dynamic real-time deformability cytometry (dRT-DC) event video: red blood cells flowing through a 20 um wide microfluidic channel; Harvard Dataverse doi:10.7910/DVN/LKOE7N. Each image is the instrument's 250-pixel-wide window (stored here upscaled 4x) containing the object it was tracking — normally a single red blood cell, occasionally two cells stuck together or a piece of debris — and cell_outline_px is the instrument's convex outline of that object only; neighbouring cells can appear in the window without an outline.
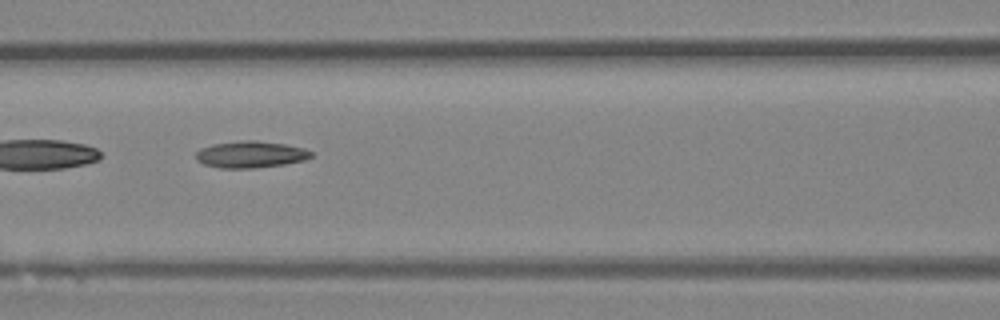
{"species": "Egyptian fruit bat (a non-hibernating species)", "species_latin": "Rousettus aegyptiacus", "temperature_condition": "room temperature", "stored_images_in_passage": 48, "camera_frame_rate_fps": 3000, "um_per_image_px": 0.085, "animal": {"sex": "female"}, "frame": {"image": 1, "passage_image": 21, "time_ms": 6.667, "image_size_px": [1000, 320], "cell_outline_px": [[312, 156], [304, 160], [284, 164], [256, 168], [220, 168], [204, 164], [196, 160], [196, 152], [200, 148], [212, 144], [244, 140], [256, 140], [284, 144], [304, 148], [312, 152]], "centroid_in_image_um": [21.28, 13.13], "position_along_channel_um": 145.3, "area_um2": 17.92}, "authors_computed_cell_mechanics": {"area_um2": 17.2822, "velocity_mm_per_s": 4.1912, "shape_relaxation_time_tau1_ms": 9.2233, "shape_relaxation_time_tau2_ms": null, "deformation_change_tau1": 0.1996, "deformation_change_tau2": null}}